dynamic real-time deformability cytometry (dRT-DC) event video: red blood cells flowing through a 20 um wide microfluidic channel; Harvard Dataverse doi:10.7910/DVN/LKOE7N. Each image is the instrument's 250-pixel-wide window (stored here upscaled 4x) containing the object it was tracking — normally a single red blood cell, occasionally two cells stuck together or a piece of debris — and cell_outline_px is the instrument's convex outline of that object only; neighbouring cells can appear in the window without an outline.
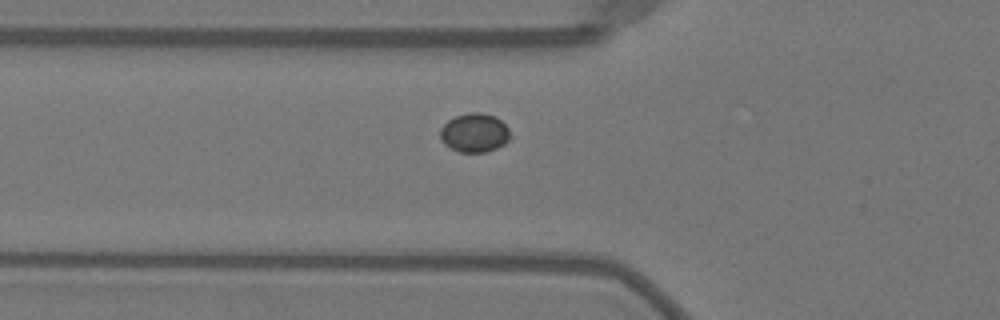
{"species": "Egyptian fruit bat (a non-hibernating species)", "species_latin": "Rousettus aegyptiacus", "temperature_condition": "warm", "stored_images_in_passage": 35, "camera_frame_rate_fps": 3000, "um_per_image_px": 0.085, "animal": {"sex": "female"}, "frame": {"image": 1, "passage_image": 2, "time_ms": 0.333, "image_size_px": [1000, 320], "cell_outline_px": [[512, 136], [504, 144], [488, 152], [460, 152], [444, 144], [440, 140], [440, 128], [448, 120], [456, 116], [468, 112], [480, 112], [492, 116], [500, 120], [508, 128]], "centroid_in_image_um": [40.32, 11.29], "position_along_channel_um": 85.5, "area_um2": 15.9}}
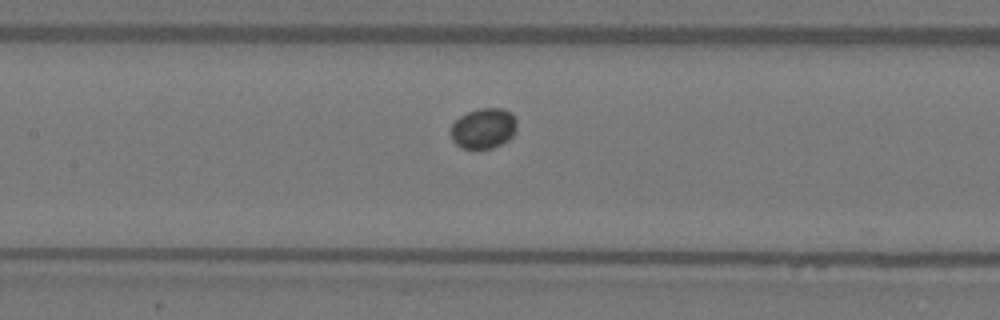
{"frame": {"image": 2, "passage_image": 8, "time_ms": 2.333, "image_size_px": [1000, 320], "cell_outline_px": [[516, 132], [508, 140], [492, 148], [460, 148], [452, 140], [452, 124], [460, 116], [468, 112], [480, 108], [504, 108], [512, 112], [516, 120]], "centroid_in_image_um": [41.13, 10.9], "position_along_channel_um": 166.3, "area_um2": 15.55}}
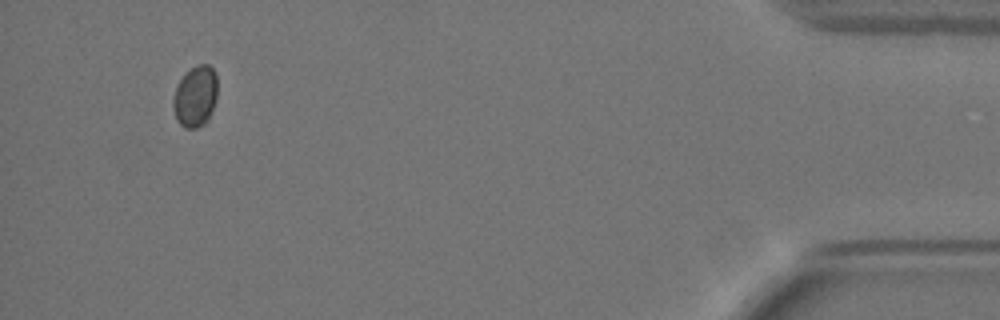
{"frame": {"image": 3, "passage_image": 32, "time_ms": 10.333, "image_size_px": [1000, 320], "cell_outline_px": [[216, 100], [208, 120], [204, 124], [196, 128], [184, 128], [176, 120], [172, 108], [172, 96], [176, 84], [184, 72], [196, 64], [208, 64], [216, 72]], "centroid_in_image_um": [16.56, 8.17], "position_along_channel_um": 418.6, "area_um2": 16.24}, "authors_computed_cell_mechanics": {"area_um2": 15.8372, "velocity_mm_per_s": 4.0107, "shape_relaxation_time_tau1_ms": 3.8391, "shape_relaxation_time_tau2_ms": null, "deformation_change_tau1": 0.0265, "deformation_change_tau2": null}}